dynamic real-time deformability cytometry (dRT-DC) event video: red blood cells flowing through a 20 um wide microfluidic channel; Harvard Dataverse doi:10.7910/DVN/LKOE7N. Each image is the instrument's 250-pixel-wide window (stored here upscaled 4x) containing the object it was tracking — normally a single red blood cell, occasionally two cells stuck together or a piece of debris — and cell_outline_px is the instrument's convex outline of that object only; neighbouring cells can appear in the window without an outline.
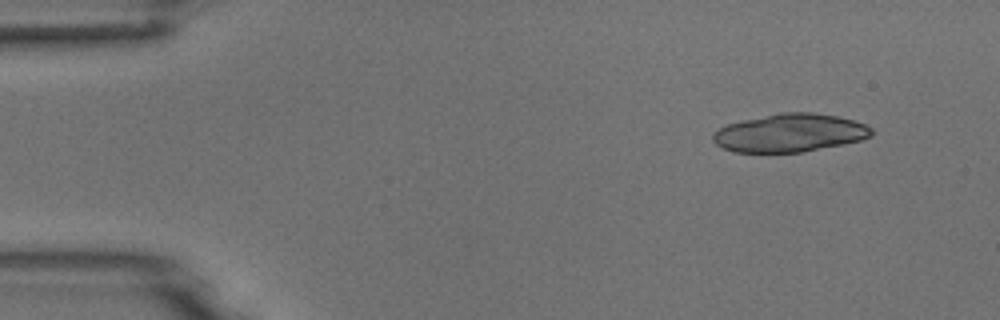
{"species": "common noctule bat (a hibernating species)", "species_latin": "Nyctalus noctula", "temperature_condition": "room temperature", "stored_images_in_passage": 5, "segment_of_instrument_passage": [1, 2], "camera_frame_rate_fps": 3000, "um_per_image_px": 0.085, "animal": {"sex": "male", "body_mass_g": 18.8}, "frame": {"image": 1, "passage_image": 1, "time_ms": 0.0, "image_size_px": [1000, 320], "cell_outline_px": [[876, 132], [872, 136], [860, 140], [800, 152], [732, 152], [716, 144], [712, 140], [712, 132], [728, 124], [744, 120], [780, 112], [812, 112], [836, 116], [852, 120], [864, 124], [872, 128]], "centroid_in_image_um": [67.12, 11.29], "position_along_channel_um": 17.9, "area_um2": 35.03}}